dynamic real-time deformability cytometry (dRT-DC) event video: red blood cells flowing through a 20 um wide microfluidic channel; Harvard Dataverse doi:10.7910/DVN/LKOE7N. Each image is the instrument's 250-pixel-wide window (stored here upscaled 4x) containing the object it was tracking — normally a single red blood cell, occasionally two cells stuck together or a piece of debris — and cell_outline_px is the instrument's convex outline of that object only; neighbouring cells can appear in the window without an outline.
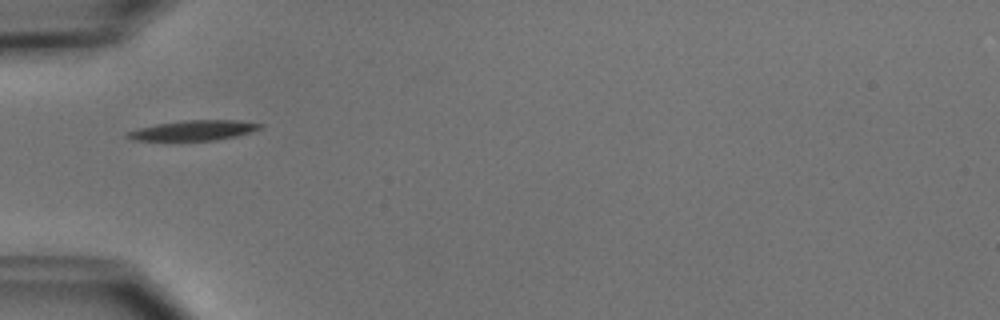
{"species": "common noctule bat (a hibernating species)", "species_latin": "Nyctalus noctula", "temperature_condition": "cold", "stored_images_in_passage": 1, "camera_frame_rate_fps": 3000, "um_per_image_px": 0.085, "animal": {"sex": "male", "body_mass_g": 15.6}, "frame": {"image": 1, "passage_image": 1, "time_ms": 0.0, "image_size_px": [1000, 320], "cell_outline_px": [[264, 128], [236, 136], [216, 140], [132, 140], [124, 136], [124, 132], [156, 124], [184, 120], [240, 120], [264, 124]], "centroid_in_image_um": [16.48, 11.07], "position_along_channel_um": 68.5, "area_um2": 15.61}}